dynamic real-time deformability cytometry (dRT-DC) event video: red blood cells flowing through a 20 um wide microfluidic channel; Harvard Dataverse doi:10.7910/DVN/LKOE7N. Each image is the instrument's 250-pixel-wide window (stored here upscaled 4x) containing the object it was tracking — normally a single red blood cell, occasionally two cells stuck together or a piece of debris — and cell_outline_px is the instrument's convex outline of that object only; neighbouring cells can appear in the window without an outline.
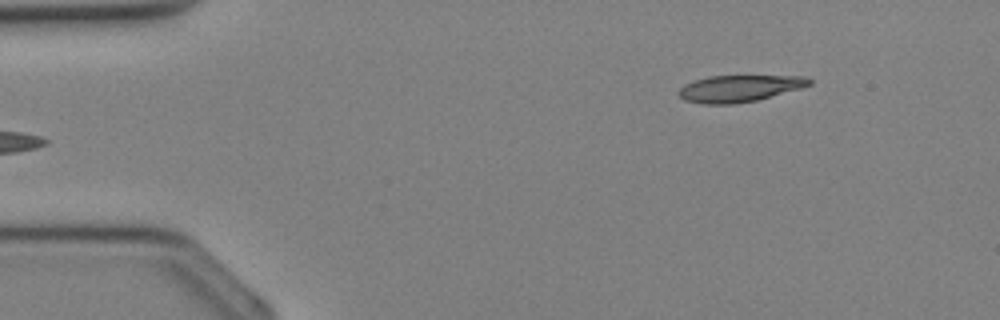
{"species": "Egyptian fruit bat (a non-hibernating species)", "species_latin": "Rousettus aegyptiacus", "temperature_condition": "cold", "stored_images_in_passage": 31, "camera_frame_rate_fps": 3000, "um_per_image_px": 0.085, "animal": {"sex": "female"}, "frame": {"image": 1, "passage_image": 1, "time_ms": 0.0, "image_size_px": [1000, 320], "cell_outline_px": [[812, 84], [800, 88], [756, 100], [736, 104], [704, 104], [684, 100], [676, 92], [684, 84], [708, 76], [808, 76], [812, 80]], "centroid_in_image_um": [62.83, 7.51], "position_along_channel_um": 22.2, "area_um2": 20.29}}
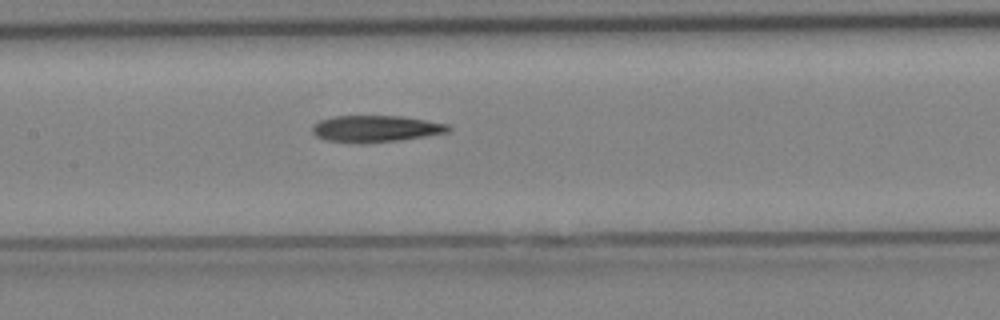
{"frame": {"image": 2, "passage_image": 13, "time_ms": 4.0, "image_size_px": [1000, 320], "cell_outline_px": [[452, 128], [448, 132], [400, 140], [360, 144], [324, 140], [316, 136], [312, 132], [312, 124], [320, 120], [336, 116], [400, 116], [448, 124]], "centroid_in_image_um": [31.89, 10.95], "position_along_channel_um": 175.5, "area_um2": 21.15}}
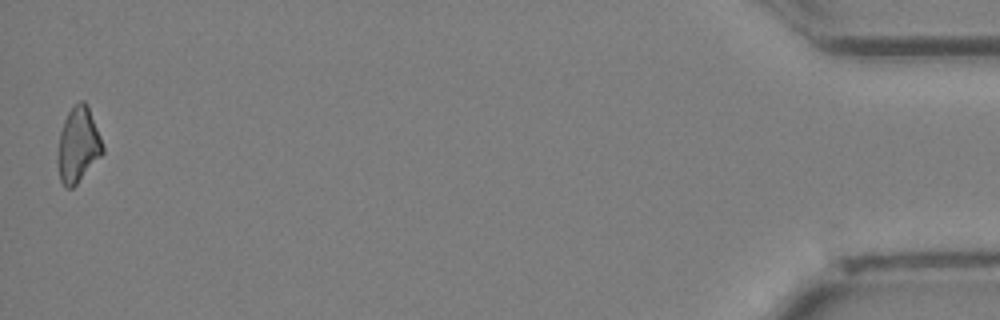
{"frame": {"image": 3, "passage_image": 31, "time_ms": 10.0, "image_size_px": [1000, 320], "cell_outline_px": [[104, 152], [76, 184], [72, 188], [64, 188], [60, 180], [56, 160], [60, 132], [64, 120], [68, 112], [80, 100], [84, 100], [88, 104], [100, 136], [104, 148]], "centroid_in_image_um": [6.62, 12.32], "position_along_channel_um": 428.6, "area_um2": 19.71}}